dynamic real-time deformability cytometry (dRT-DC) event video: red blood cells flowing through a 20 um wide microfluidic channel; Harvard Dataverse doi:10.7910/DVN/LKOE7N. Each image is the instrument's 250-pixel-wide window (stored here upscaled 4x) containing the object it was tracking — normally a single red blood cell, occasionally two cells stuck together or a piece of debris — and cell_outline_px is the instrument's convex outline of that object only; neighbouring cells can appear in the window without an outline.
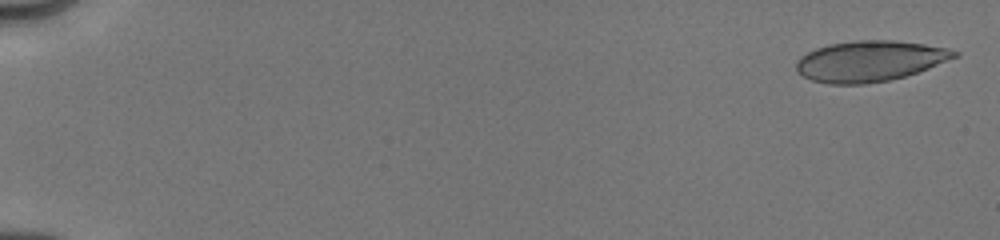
{"species": "human", "species_latin": "Homo sapiens", "temperature_condition": "cold", "stored_images_in_passage": 18, "camera_frame_rate_fps": 3000, "um_per_image_px": 0.085, "donor": {"sex": "male"}, "frame": {"image": 1, "passage_image": 1, "time_ms": 0.0, "image_size_px": [1000, 240], "cell_outline_px": [[960, 56], [928, 68], [904, 76], [888, 80], [864, 84], [828, 84], [812, 80], [796, 72], [796, 60], [800, 56], [816, 48], [828, 44], [856, 40], [896, 40], [924, 44], [948, 48], [960, 52]], "centroid_in_image_um": [73.93, 5.18], "position_along_channel_um": 11.1, "area_um2": 37.63}}
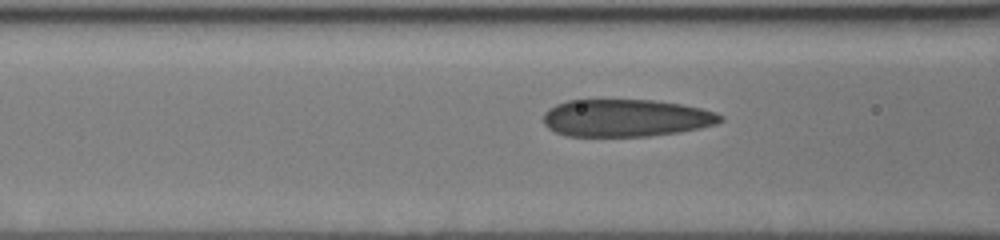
{"frame": {"image": 2, "passage_image": 13, "time_ms": 7.0, "image_size_px": [1000, 240], "cell_outline_px": [[724, 120], [716, 124], [700, 128], [680, 132], [648, 136], [564, 136], [548, 128], [544, 124], [544, 112], [548, 108], [556, 104], [568, 100], [652, 100], [680, 104], [700, 108], [716, 112], [724, 116]], "centroid_in_image_um": [53.2, 10.03], "position_along_channel_um": 113.4, "area_um2": 38.73}}
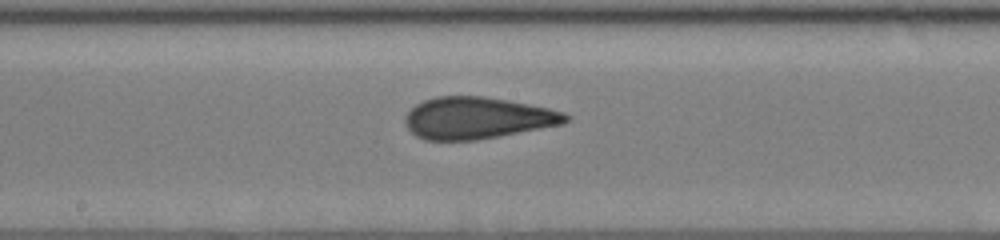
{"frame": {"image": 3, "passage_image": 18, "time_ms": 9.333, "image_size_px": [1000, 240], "cell_outline_px": [[572, 116], [564, 124], [500, 136], [476, 140], [424, 140], [416, 136], [408, 128], [404, 120], [404, 116], [416, 104], [424, 100], [436, 96], [480, 96], [528, 104], [548, 108], [564, 112]], "centroid_in_image_um": [40.57, 10.04], "position_along_channel_um": 207.6, "area_um2": 39.02}}